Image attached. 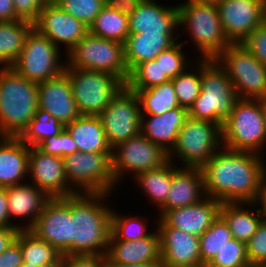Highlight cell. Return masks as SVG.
<instances>
[{
	"label": "cell",
	"mask_w": 266,
	"mask_h": 267,
	"mask_svg": "<svg viewBox=\"0 0 266 267\" xmlns=\"http://www.w3.org/2000/svg\"><path fill=\"white\" fill-rule=\"evenodd\" d=\"M201 171L205 196L222 203H253L266 178V157L222 147Z\"/></svg>",
	"instance_id": "cell-1"
},
{
	"label": "cell",
	"mask_w": 266,
	"mask_h": 267,
	"mask_svg": "<svg viewBox=\"0 0 266 267\" xmlns=\"http://www.w3.org/2000/svg\"><path fill=\"white\" fill-rule=\"evenodd\" d=\"M110 193L71 195L72 245L63 253L71 255H106L111 235L112 203Z\"/></svg>",
	"instance_id": "cell-2"
},
{
	"label": "cell",
	"mask_w": 266,
	"mask_h": 267,
	"mask_svg": "<svg viewBox=\"0 0 266 267\" xmlns=\"http://www.w3.org/2000/svg\"><path fill=\"white\" fill-rule=\"evenodd\" d=\"M181 2L176 3L179 12V37L188 35L189 40L180 41L185 47L190 44L189 41L193 48L196 47L194 51L198 52L193 53L196 55L194 58L216 59L231 44L223 31L217 5L192 0Z\"/></svg>",
	"instance_id": "cell-3"
},
{
	"label": "cell",
	"mask_w": 266,
	"mask_h": 267,
	"mask_svg": "<svg viewBox=\"0 0 266 267\" xmlns=\"http://www.w3.org/2000/svg\"><path fill=\"white\" fill-rule=\"evenodd\" d=\"M38 83L0 67V136L19 137L38 109Z\"/></svg>",
	"instance_id": "cell-4"
},
{
	"label": "cell",
	"mask_w": 266,
	"mask_h": 267,
	"mask_svg": "<svg viewBox=\"0 0 266 267\" xmlns=\"http://www.w3.org/2000/svg\"><path fill=\"white\" fill-rule=\"evenodd\" d=\"M237 100L234 86L218 62L201 59V91L188 110L189 117L222 127Z\"/></svg>",
	"instance_id": "cell-5"
},
{
	"label": "cell",
	"mask_w": 266,
	"mask_h": 267,
	"mask_svg": "<svg viewBox=\"0 0 266 267\" xmlns=\"http://www.w3.org/2000/svg\"><path fill=\"white\" fill-rule=\"evenodd\" d=\"M221 131L223 147L265 156L263 99H238L229 117L223 122Z\"/></svg>",
	"instance_id": "cell-6"
},
{
	"label": "cell",
	"mask_w": 266,
	"mask_h": 267,
	"mask_svg": "<svg viewBox=\"0 0 266 267\" xmlns=\"http://www.w3.org/2000/svg\"><path fill=\"white\" fill-rule=\"evenodd\" d=\"M222 147L219 124L188 117L168 158L179 167L201 168Z\"/></svg>",
	"instance_id": "cell-7"
},
{
	"label": "cell",
	"mask_w": 266,
	"mask_h": 267,
	"mask_svg": "<svg viewBox=\"0 0 266 267\" xmlns=\"http://www.w3.org/2000/svg\"><path fill=\"white\" fill-rule=\"evenodd\" d=\"M65 57V68L107 72L118 77L124 84L129 78L124 44L114 40L88 33Z\"/></svg>",
	"instance_id": "cell-8"
},
{
	"label": "cell",
	"mask_w": 266,
	"mask_h": 267,
	"mask_svg": "<svg viewBox=\"0 0 266 267\" xmlns=\"http://www.w3.org/2000/svg\"><path fill=\"white\" fill-rule=\"evenodd\" d=\"M112 153L76 151L63 157L65 175L76 193H114ZM116 189V190H115Z\"/></svg>",
	"instance_id": "cell-9"
},
{
	"label": "cell",
	"mask_w": 266,
	"mask_h": 267,
	"mask_svg": "<svg viewBox=\"0 0 266 267\" xmlns=\"http://www.w3.org/2000/svg\"><path fill=\"white\" fill-rule=\"evenodd\" d=\"M238 99H266V66L240 44H230L216 59Z\"/></svg>",
	"instance_id": "cell-10"
},
{
	"label": "cell",
	"mask_w": 266,
	"mask_h": 267,
	"mask_svg": "<svg viewBox=\"0 0 266 267\" xmlns=\"http://www.w3.org/2000/svg\"><path fill=\"white\" fill-rule=\"evenodd\" d=\"M76 106L81 115L98 116L125 84L113 74L65 68Z\"/></svg>",
	"instance_id": "cell-11"
},
{
	"label": "cell",
	"mask_w": 266,
	"mask_h": 267,
	"mask_svg": "<svg viewBox=\"0 0 266 267\" xmlns=\"http://www.w3.org/2000/svg\"><path fill=\"white\" fill-rule=\"evenodd\" d=\"M63 54L64 51L49 38L32 28L26 37L20 56L10 67L27 80L39 83L54 78L64 71L66 57Z\"/></svg>",
	"instance_id": "cell-12"
},
{
	"label": "cell",
	"mask_w": 266,
	"mask_h": 267,
	"mask_svg": "<svg viewBox=\"0 0 266 267\" xmlns=\"http://www.w3.org/2000/svg\"><path fill=\"white\" fill-rule=\"evenodd\" d=\"M111 159L117 187L125 179H134L140 173L162 167L169 161L168 153L141 132L114 147Z\"/></svg>",
	"instance_id": "cell-13"
},
{
	"label": "cell",
	"mask_w": 266,
	"mask_h": 267,
	"mask_svg": "<svg viewBox=\"0 0 266 267\" xmlns=\"http://www.w3.org/2000/svg\"><path fill=\"white\" fill-rule=\"evenodd\" d=\"M98 116L112 149L140 133L139 98L136 92L126 85L119 90L110 104Z\"/></svg>",
	"instance_id": "cell-14"
},
{
	"label": "cell",
	"mask_w": 266,
	"mask_h": 267,
	"mask_svg": "<svg viewBox=\"0 0 266 267\" xmlns=\"http://www.w3.org/2000/svg\"><path fill=\"white\" fill-rule=\"evenodd\" d=\"M29 231L63 254L73 243L71 195L51 198Z\"/></svg>",
	"instance_id": "cell-15"
},
{
	"label": "cell",
	"mask_w": 266,
	"mask_h": 267,
	"mask_svg": "<svg viewBox=\"0 0 266 267\" xmlns=\"http://www.w3.org/2000/svg\"><path fill=\"white\" fill-rule=\"evenodd\" d=\"M217 7L231 44L244 42L266 18L265 0H222Z\"/></svg>",
	"instance_id": "cell-16"
},
{
	"label": "cell",
	"mask_w": 266,
	"mask_h": 267,
	"mask_svg": "<svg viewBox=\"0 0 266 267\" xmlns=\"http://www.w3.org/2000/svg\"><path fill=\"white\" fill-rule=\"evenodd\" d=\"M33 28L64 50L65 55L89 33L88 26L49 1L33 23Z\"/></svg>",
	"instance_id": "cell-17"
},
{
	"label": "cell",
	"mask_w": 266,
	"mask_h": 267,
	"mask_svg": "<svg viewBox=\"0 0 266 267\" xmlns=\"http://www.w3.org/2000/svg\"><path fill=\"white\" fill-rule=\"evenodd\" d=\"M27 181L51 198H63L76 194L67 181L63 158L45 154L37 147H30L29 150Z\"/></svg>",
	"instance_id": "cell-18"
},
{
	"label": "cell",
	"mask_w": 266,
	"mask_h": 267,
	"mask_svg": "<svg viewBox=\"0 0 266 267\" xmlns=\"http://www.w3.org/2000/svg\"><path fill=\"white\" fill-rule=\"evenodd\" d=\"M160 236L162 267L197 265L201 262L199 236L169 227L161 218L157 220Z\"/></svg>",
	"instance_id": "cell-19"
},
{
	"label": "cell",
	"mask_w": 266,
	"mask_h": 267,
	"mask_svg": "<svg viewBox=\"0 0 266 267\" xmlns=\"http://www.w3.org/2000/svg\"><path fill=\"white\" fill-rule=\"evenodd\" d=\"M128 20L129 33L179 35L176 4L170 6V3L164 5L159 0H142L134 13L128 16Z\"/></svg>",
	"instance_id": "cell-20"
},
{
	"label": "cell",
	"mask_w": 266,
	"mask_h": 267,
	"mask_svg": "<svg viewBox=\"0 0 266 267\" xmlns=\"http://www.w3.org/2000/svg\"><path fill=\"white\" fill-rule=\"evenodd\" d=\"M38 108L55 117L63 126L81 114L72 94L70 80L63 71L58 76L38 83Z\"/></svg>",
	"instance_id": "cell-21"
},
{
	"label": "cell",
	"mask_w": 266,
	"mask_h": 267,
	"mask_svg": "<svg viewBox=\"0 0 266 267\" xmlns=\"http://www.w3.org/2000/svg\"><path fill=\"white\" fill-rule=\"evenodd\" d=\"M7 197L11 227L19 230H29L51 199L44 191L28 181L8 186Z\"/></svg>",
	"instance_id": "cell-22"
},
{
	"label": "cell",
	"mask_w": 266,
	"mask_h": 267,
	"mask_svg": "<svg viewBox=\"0 0 266 267\" xmlns=\"http://www.w3.org/2000/svg\"><path fill=\"white\" fill-rule=\"evenodd\" d=\"M221 205L219 200L206 196L197 204L168 210L161 219L169 227L200 236L218 218Z\"/></svg>",
	"instance_id": "cell-23"
},
{
	"label": "cell",
	"mask_w": 266,
	"mask_h": 267,
	"mask_svg": "<svg viewBox=\"0 0 266 267\" xmlns=\"http://www.w3.org/2000/svg\"><path fill=\"white\" fill-rule=\"evenodd\" d=\"M205 197L201 168L179 167L173 163L170 191L155 215L161 218L168 210L197 204Z\"/></svg>",
	"instance_id": "cell-24"
},
{
	"label": "cell",
	"mask_w": 266,
	"mask_h": 267,
	"mask_svg": "<svg viewBox=\"0 0 266 267\" xmlns=\"http://www.w3.org/2000/svg\"><path fill=\"white\" fill-rule=\"evenodd\" d=\"M153 228L148 237L141 239L109 240L106 252L107 264L161 262L160 236L156 226Z\"/></svg>",
	"instance_id": "cell-25"
},
{
	"label": "cell",
	"mask_w": 266,
	"mask_h": 267,
	"mask_svg": "<svg viewBox=\"0 0 266 267\" xmlns=\"http://www.w3.org/2000/svg\"><path fill=\"white\" fill-rule=\"evenodd\" d=\"M188 117V109L180 106L162 115H141L140 132L152 143L159 145L169 153Z\"/></svg>",
	"instance_id": "cell-26"
},
{
	"label": "cell",
	"mask_w": 266,
	"mask_h": 267,
	"mask_svg": "<svg viewBox=\"0 0 266 267\" xmlns=\"http://www.w3.org/2000/svg\"><path fill=\"white\" fill-rule=\"evenodd\" d=\"M29 150L19 137L0 136V187L27 182Z\"/></svg>",
	"instance_id": "cell-27"
},
{
	"label": "cell",
	"mask_w": 266,
	"mask_h": 267,
	"mask_svg": "<svg viewBox=\"0 0 266 267\" xmlns=\"http://www.w3.org/2000/svg\"><path fill=\"white\" fill-rule=\"evenodd\" d=\"M179 40V35L129 33L124 42V59L129 73L142 62L154 60Z\"/></svg>",
	"instance_id": "cell-28"
},
{
	"label": "cell",
	"mask_w": 266,
	"mask_h": 267,
	"mask_svg": "<svg viewBox=\"0 0 266 267\" xmlns=\"http://www.w3.org/2000/svg\"><path fill=\"white\" fill-rule=\"evenodd\" d=\"M79 152L112 153L99 116L80 115L65 126Z\"/></svg>",
	"instance_id": "cell-29"
},
{
	"label": "cell",
	"mask_w": 266,
	"mask_h": 267,
	"mask_svg": "<svg viewBox=\"0 0 266 267\" xmlns=\"http://www.w3.org/2000/svg\"><path fill=\"white\" fill-rule=\"evenodd\" d=\"M220 215L227 222L232 238L246 243L263 218L253 203H222Z\"/></svg>",
	"instance_id": "cell-30"
},
{
	"label": "cell",
	"mask_w": 266,
	"mask_h": 267,
	"mask_svg": "<svg viewBox=\"0 0 266 267\" xmlns=\"http://www.w3.org/2000/svg\"><path fill=\"white\" fill-rule=\"evenodd\" d=\"M173 175V162L168 161L162 167L154 170L145 171L137 175L134 179L133 186L143 192V198H146L147 203L150 202L157 211L167 199L168 192L170 191ZM146 196V197H144Z\"/></svg>",
	"instance_id": "cell-31"
},
{
	"label": "cell",
	"mask_w": 266,
	"mask_h": 267,
	"mask_svg": "<svg viewBox=\"0 0 266 267\" xmlns=\"http://www.w3.org/2000/svg\"><path fill=\"white\" fill-rule=\"evenodd\" d=\"M16 241L20 244L23 262L40 267H62L63 254L31 231L20 230Z\"/></svg>",
	"instance_id": "cell-32"
},
{
	"label": "cell",
	"mask_w": 266,
	"mask_h": 267,
	"mask_svg": "<svg viewBox=\"0 0 266 267\" xmlns=\"http://www.w3.org/2000/svg\"><path fill=\"white\" fill-rule=\"evenodd\" d=\"M33 23L25 20L0 22V67H10L20 56Z\"/></svg>",
	"instance_id": "cell-33"
},
{
	"label": "cell",
	"mask_w": 266,
	"mask_h": 267,
	"mask_svg": "<svg viewBox=\"0 0 266 267\" xmlns=\"http://www.w3.org/2000/svg\"><path fill=\"white\" fill-rule=\"evenodd\" d=\"M115 206L117 205H114V208H112L111 212V235L109 240L132 241L135 239L148 237L153 232V228H151L152 230L150 231V227H153V225H157L153 224L157 223V216H155V218L153 217V219H155L153 220V222H151V217L150 219L147 217V213L143 217L140 212L139 214L134 213V215L129 213L125 216L124 213L120 214V211L117 210Z\"/></svg>",
	"instance_id": "cell-34"
},
{
	"label": "cell",
	"mask_w": 266,
	"mask_h": 267,
	"mask_svg": "<svg viewBox=\"0 0 266 267\" xmlns=\"http://www.w3.org/2000/svg\"><path fill=\"white\" fill-rule=\"evenodd\" d=\"M132 91L139 98L141 115H162L180 106L171 80L148 89Z\"/></svg>",
	"instance_id": "cell-35"
},
{
	"label": "cell",
	"mask_w": 266,
	"mask_h": 267,
	"mask_svg": "<svg viewBox=\"0 0 266 267\" xmlns=\"http://www.w3.org/2000/svg\"><path fill=\"white\" fill-rule=\"evenodd\" d=\"M89 33L124 44L129 35L128 16L104 6L89 26Z\"/></svg>",
	"instance_id": "cell-36"
},
{
	"label": "cell",
	"mask_w": 266,
	"mask_h": 267,
	"mask_svg": "<svg viewBox=\"0 0 266 267\" xmlns=\"http://www.w3.org/2000/svg\"><path fill=\"white\" fill-rule=\"evenodd\" d=\"M171 81L180 107L189 110L201 91V59H196L190 67Z\"/></svg>",
	"instance_id": "cell-37"
},
{
	"label": "cell",
	"mask_w": 266,
	"mask_h": 267,
	"mask_svg": "<svg viewBox=\"0 0 266 267\" xmlns=\"http://www.w3.org/2000/svg\"><path fill=\"white\" fill-rule=\"evenodd\" d=\"M64 129L65 126L55 117L38 108L29 126L19 138L29 147H36L46 138L59 135Z\"/></svg>",
	"instance_id": "cell-38"
},
{
	"label": "cell",
	"mask_w": 266,
	"mask_h": 267,
	"mask_svg": "<svg viewBox=\"0 0 266 267\" xmlns=\"http://www.w3.org/2000/svg\"><path fill=\"white\" fill-rule=\"evenodd\" d=\"M231 238L232 234L227 222L219 215L212 225L199 236L201 262L209 264L219 249Z\"/></svg>",
	"instance_id": "cell-39"
},
{
	"label": "cell",
	"mask_w": 266,
	"mask_h": 267,
	"mask_svg": "<svg viewBox=\"0 0 266 267\" xmlns=\"http://www.w3.org/2000/svg\"><path fill=\"white\" fill-rule=\"evenodd\" d=\"M171 78L162 70L160 62L150 60L137 65L130 73L126 86L131 90H143L169 82Z\"/></svg>",
	"instance_id": "cell-40"
},
{
	"label": "cell",
	"mask_w": 266,
	"mask_h": 267,
	"mask_svg": "<svg viewBox=\"0 0 266 267\" xmlns=\"http://www.w3.org/2000/svg\"><path fill=\"white\" fill-rule=\"evenodd\" d=\"M183 46L184 44L179 40V42H175L171 47L163 50L155 58L156 62H160L163 72L171 79L184 72L196 60V58L193 59V57H190L191 54H187V50L184 51L185 47Z\"/></svg>",
	"instance_id": "cell-41"
},
{
	"label": "cell",
	"mask_w": 266,
	"mask_h": 267,
	"mask_svg": "<svg viewBox=\"0 0 266 267\" xmlns=\"http://www.w3.org/2000/svg\"><path fill=\"white\" fill-rule=\"evenodd\" d=\"M246 243L231 238L219 249L209 267H249Z\"/></svg>",
	"instance_id": "cell-42"
},
{
	"label": "cell",
	"mask_w": 266,
	"mask_h": 267,
	"mask_svg": "<svg viewBox=\"0 0 266 267\" xmlns=\"http://www.w3.org/2000/svg\"><path fill=\"white\" fill-rule=\"evenodd\" d=\"M55 3L88 27L105 6V0H57Z\"/></svg>",
	"instance_id": "cell-43"
},
{
	"label": "cell",
	"mask_w": 266,
	"mask_h": 267,
	"mask_svg": "<svg viewBox=\"0 0 266 267\" xmlns=\"http://www.w3.org/2000/svg\"><path fill=\"white\" fill-rule=\"evenodd\" d=\"M45 154L65 157L77 151V145L64 129L59 135L48 137L36 146Z\"/></svg>",
	"instance_id": "cell-44"
},
{
	"label": "cell",
	"mask_w": 266,
	"mask_h": 267,
	"mask_svg": "<svg viewBox=\"0 0 266 267\" xmlns=\"http://www.w3.org/2000/svg\"><path fill=\"white\" fill-rule=\"evenodd\" d=\"M246 254L250 265H266V222L246 242Z\"/></svg>",
	"instance_id": "cell-45"
},
{
	"label": "cell",
	"mask_w": 266,
	"mask_h": 267,
	"mask_svg": "<svg viewBox=\"0 0 266 267\" xmlns=\"http://www.w3.org/2000/svg\"><path fill=\"white\" fill-rule=\"evenodd\" d=\"M242 44L266 66V18Z\"/></svg>",
	"instance_id": "cell-46"
},
{
	"label": "cell",
	"mask_w": 266,
	"mask_h": 267,
	"mask_svg": "<svg viewBox=\"0 0 266 267\" xmlns=\"http://www.w3.org/2000/svg\"><path fill=\"white\" fill-rule=\"evenodd\" d=\"M48 0H13L14 11L20 20L34 23Z\"/></svg>",
	"instance_id": "cell-47"
},
{
	"label": "cell",
	"mask_w": 266,
	"mask_h": 267,
	"mask_svg": "<svg viewBox=\"0 0 266 267\" xmlns=\"http://www.w3.org/2000/svg\"><path fill=\"white\" fill-rule=\"evenodd\" d=\"M62 267H108L106 255L63 256Z\"/></svg>",
	"instance_id": "cell-48"
},
{
	"label": "cell",
	"mask_w": 266,
	"mask_h": 267,
	"mask_svg": "<svg viewBox=\"0 0 266 267\" xmlns=\"http://www.w3.org/2000/svg\"><path fill=\"white\" fill-rule=\"evenodd\" d=\"M23 264L20 244L15 240L0 254V267H20Z\"/></svg>",
	"instance_id": "cell-49"
},
{
	"label": "cell",
	"mask_w": 266,
	"mask_h": 267,
	"mask_svg": "<svg viewBox=\"0 0 266 267\" xmlns=\"http://www.w3.org/2000/svg\"><path fill=\"white\" fill-rule=\"evenodd\" d=\"M142 0H105V6L127 16L134 13Z\"/></svg>",
	"instance_id": "cell-50"
},
{
	"label": "cell",
	"mask_w": 266,
	"mask_h": 267,
	"mask_svg": "<svg viewBox=\"0 0 266 267\" xmlns=\"http://www.w3.org/2000/svg\"><path fill=\"white\" fill-rule=\"evenodd\" d=\"M19 231L16 227H0V254L16 240Z\"/></svg>",
	"instance_id": "cell-51"
},
{
	"label": "cell",
	"mask_w": 266,
	"mask_h": 267,
	"mask_svg": "<svg viewBox=\"0 0 266 267\" xmlns=\"http://www.w3.org/2000/svg\"><path fill=\"white\" fill-rule=\"evenodd\" d=\"M0 227H11L8 210L7 187H0Z\"/></svg>",
	"instance_id": "cell-52"
},
{
	"label": "cell",
	"mask_w": 266,
	"mask_h": 267,
	"mask_svg": "<svg viewBox=\"0 0 266 267\" xmlns=\"http://www.w3.org/2000/svg\"><path fill=\"white\" fill-rule=\"evenodd\" d=\"M20 20L14 11L13 0H0V22Z\"/></svg>",
	"instance_id": "cell-53"
},
{
	"label": "cell",
	"mask_w": 266,
	"mask_h": 267,
	"mask_svg": "<svg viewBox=\"0 0 266 267\" xmlns=\"http://www.w3.org/2000/svg\"><path fill=\"white\" fill-rule=\"evenodd\" d=\"M253 204L257 207L259 214L263 218V221L266 222V178L262 181V184L259 188V193Z\"/></svg>",
	"instance_id": "cell-54"
},
{
	"label": "cell",
	"mask_w": 266,
	"mask_h": 267,
	"mask_svg": "<svg viewBox=\"0 0 266 267\" xmlns=\"http://www.w3.org/2000/svg\"><path fill=\"white\" fill-rule=\"evenodd\" d=\"M108 267H162L161 262H143L136 264H108Z\"/></svg>",
	"instance_id": "cell-55"
},
{
	"label": "cell",
	"mask_w": 266,
	"mask_h": 267,
	"mask_svg": "<svg viewBox=\"0 0 266 267\" xmlns=\"http://www.w3.org/2000/svg\"><path fill=\"white\" fill-rule=\"evenodd\" d=\"M192 1L203 3V4L218 5L222 0H192Z\"/></svg>",
	"instance_id": "cell-56"
},
{
	"label": "cell",
	"mask_w": 266,
	"mask_h": 267,
	"mask_svg": "<svg viewBox=\"0 0 266 267\" xmlns=\"http://www.w3.org/2000/svg\"><path fill=\"white\" fill-rule=\"evenodd\" d=\"M263 116H264V122L266 127V99H263Z\"/></svg>",
	"instance_id": "cell-57"
},
{
	"label": "cell",
	"mask_w": 266,
	"mask_h": 267,
	"mask_svg": "<svg viewBox=\"0 0 266 267\" xmlns=\"http://www.w3.org/2000/svg\"><path fill=\"white\" fill-rule=\"evenodd\" d=\"M178 267H209V264L199 263V264H197V265H191V266H178Z\"/></svg>",
	"instance_id": "cell-58"
},
{
	"label": "cell",
	"mask_w": 266,
	"mask_h": 267,
	"mask_svg": "<svg viewBox=\"0 0 266 267\" xmlns=\"http://www.w3.org/2000/svg\"><path fill=\"white\" fill-rule=\"evenodd\" d=\"M20 267H40V266H36V265H32V264H28L23 262V264Z\"/></svg>",
	"instance_id": "cell-59"
},
{
	"label": "cell",
	"mask_w": 266,
	"mask_h": 267,
	"mask_svg": "<svg viewBox=\"0 0 266 267\" xmlns=\"http://www.w3.org/2000/svg\"><path fill=\"white\" fill-rule=\"evenodd\" d=\"M249 267H266V265H250Z\"/></svg>",
	"instance_id": "cell-60"
},
{
	"label": "cell",
	"mask_w": 266,
	"mask_h": 267,
	"mask_svg": "<svg viewBox=\"0 0 266 267\" xmlns=\"http://www.w3.org/2000/svg\"><path fill=\"white\" fill-rule=\"evenodd\" d=\"M48 1H49V2H54V3H55L57 0H48Z\"/></svg>",
	"instance_id": "cell-61"
}]
</instances>
